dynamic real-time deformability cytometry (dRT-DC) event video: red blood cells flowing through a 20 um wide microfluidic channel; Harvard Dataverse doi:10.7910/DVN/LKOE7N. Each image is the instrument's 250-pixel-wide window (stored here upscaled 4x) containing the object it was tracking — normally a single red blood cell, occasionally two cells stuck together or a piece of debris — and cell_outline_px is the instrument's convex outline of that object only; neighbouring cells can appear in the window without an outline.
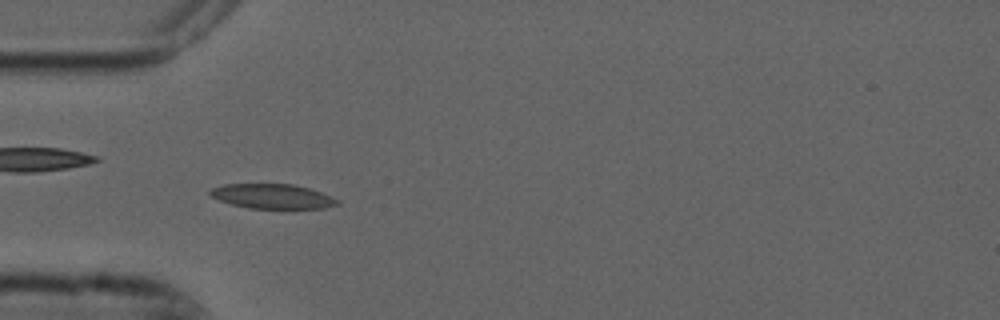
{"species": "common noctule bat (a hibernating species)", "species_latin": "Nyctalus noctula", "temperature_condition": "cold", "stored_images_in_passage": 7, "camera_frame_rate_fps": 3000, "um_per_image_px": 0.085, "animal": {"sex": "male", "forearm_length_mm": 52.5}, "frame": {"image": 1, "passage_image": 4, "time_ms": 1.0, "image_size_px": [1000, 320], "cell_outline_px": [[340, 204], [324, 208], [248, 208], [232, 204], [220, 200], [212, 196], [208, 192], [212, 188], [224, 184], [292, 184], [308, 188], [332, 196], [340, 200]], "centroid_in_image_um": [23.18, 16.68], "position_along_channel_um": 61.8, "area_um2": 18.15}}
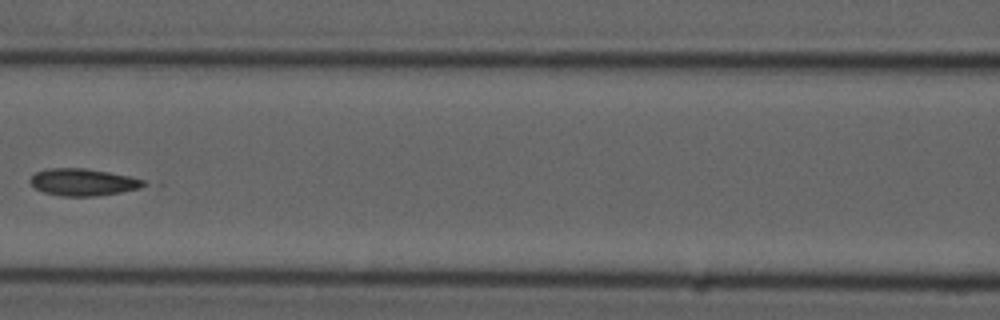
{"frame": {"image": 2, "passage_image": 6, "time_ms": 1.667, "image_size_px": [1000, 320], "cell_outline_px": [[148, 184], [140, 188], [120, 192], [92, 196], [60, 196], [44, 192], [36, 188], [28, 180], [36, 172], [48, 168], [84, 168], [108, 172], [128, 176], [144, 180]], "centroid_in_image_um": [7.05, 15.48], "position_along_channel_um": 159.6, "area_um2": 17.74}}
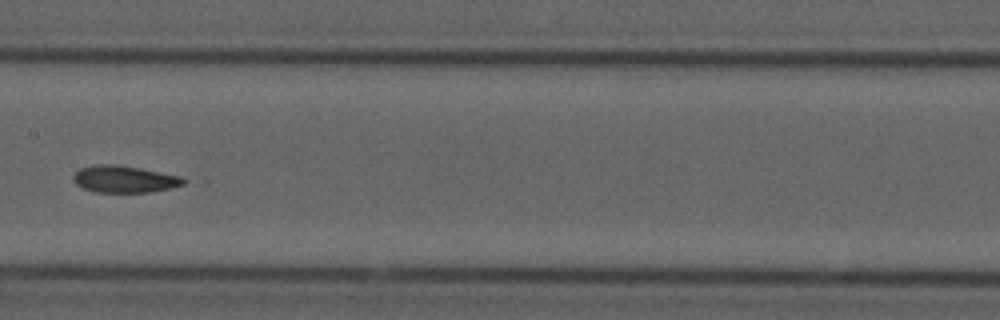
{"frame": {"image": 3, "passage_image": 7, "time_ms": 2.0, "image_size_px": [1000, 320], "cell_outline_px": [[192, 180], [184, 184], [172, 188], [148, 192], [96, 192], [84, 188], [76, 184], [72, 180], [72, 176], [80, 168], [92, 164], [116, 164], [140, 168], [184, 176]], "centroid_in_image_um": [10.63, 15.21], "position_along_channel_um": 196.8, "area_um2": 17.69}}